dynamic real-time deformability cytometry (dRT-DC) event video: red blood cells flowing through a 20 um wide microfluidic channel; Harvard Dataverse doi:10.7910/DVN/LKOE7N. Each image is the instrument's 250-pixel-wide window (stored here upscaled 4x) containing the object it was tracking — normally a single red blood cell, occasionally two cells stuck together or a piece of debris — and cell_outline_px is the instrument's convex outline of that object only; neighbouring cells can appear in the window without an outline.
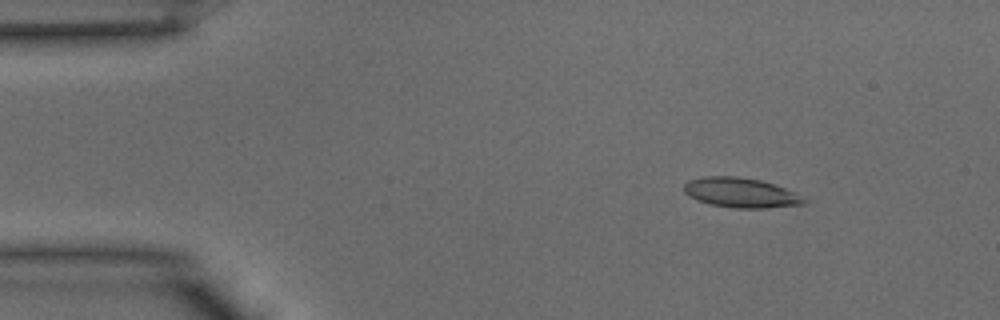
{"species": "common noctule bat (a hibernating species)", "species_latin": "Nyctalus noctula", "temperature_condition": "warm", "stored_images_in_passage": 39, "camera_frame_rate_fps": 3000, "um_per_image_px": 0.085, "animal": {"sex": "male", "body_mass_g": 15.6}, "frame": {"image": 1, "passage_image": 4, "time_ms": 1.0, "image_size_px": [1000, 320], "cell_outline_px": [[808, 200], [804, 204], [768, 208], [736, 208], [708, 204], [696, 200], [688, 196], [684, 192], [684, 184], [688, 180], [704, 176], [736, 176], [760, 180], [784, 188]], "centroid_in_image_um": [62.91, 16.38], "position_along_channel_um": 22.1, "area_um2": 20.81}}
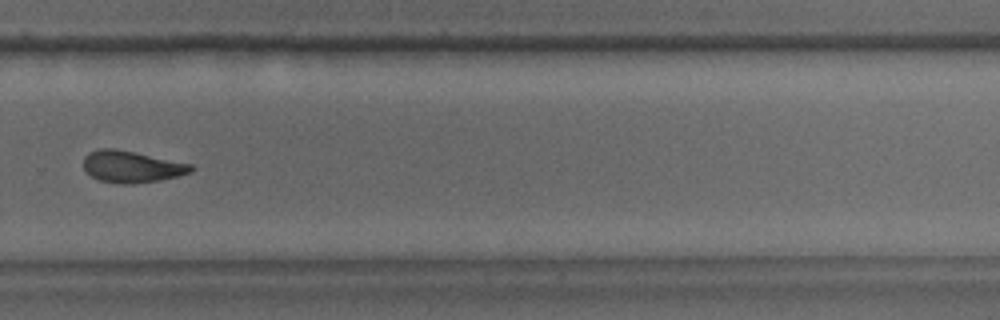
{"frame": {"image": 2, "passage_image": 26, "time_ms": 8.333, "image_size_px": [1000, 320], "cell_outline_px": [[196, 168], [192, 172], [176, 176], [156, 180], [128, 184], [124, 184], [100, 180], [92, 176], [84, 168], [84, 156], [88, 152], [100, 148], [112, 148], [136, 152], [192, 164]], "centroid_in_image_um": [11.2, 14.14], "position_along_channel_um": 318.6, "area_um2": 19.65}}
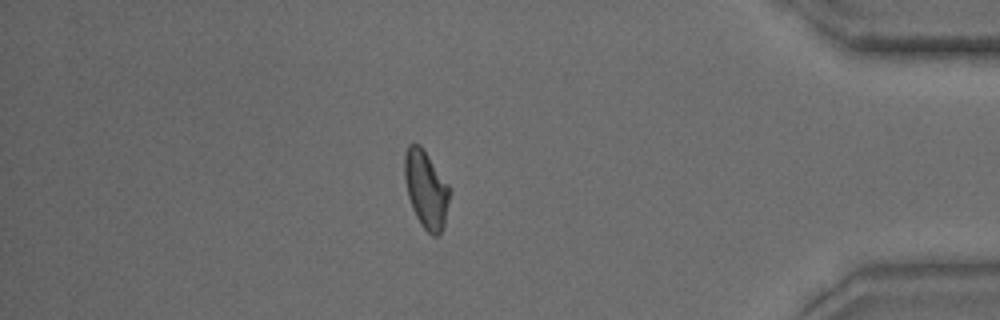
{"frame": {"image": 3, "passage_image": 33, "time_ms": 10.667, "image_size_px": [1000, 320], "cell_outline_px": [[448, 200], [444, 224], [440, 232], [436, 236], [432, 236], [420, 224], [412, 208], [408, 196], [404, 176], [404, 156], [408, 144], [420, 144], [448, 184]], "centroid_in_image_um": [36.18, 16.08], "position_along_channel_um": 399.0, "area_um2": 19.94}}